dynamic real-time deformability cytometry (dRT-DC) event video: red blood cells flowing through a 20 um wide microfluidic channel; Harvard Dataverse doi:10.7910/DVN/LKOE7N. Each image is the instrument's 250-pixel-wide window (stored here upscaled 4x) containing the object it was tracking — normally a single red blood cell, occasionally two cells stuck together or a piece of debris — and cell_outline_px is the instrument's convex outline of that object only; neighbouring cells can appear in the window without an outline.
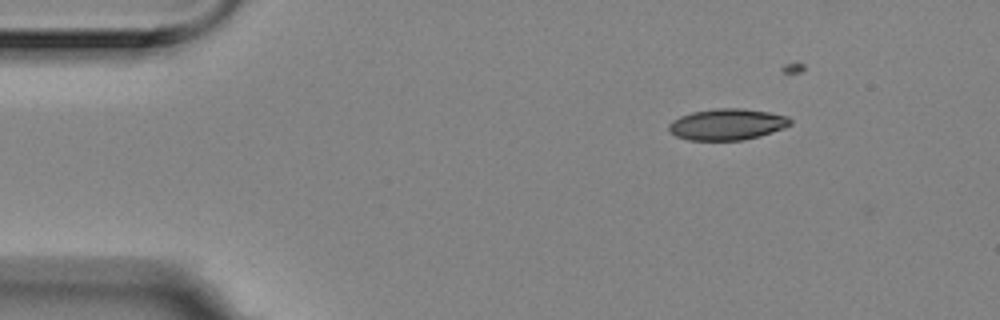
{"species": "Egyptian fruit bat (a non-hibernating species)", "species_latin": "Rousettus aegyptiacus", "temperature_condition": "room temperature", "stored_images_in_passage": 3, "camera_frame_rate_fps": 3000, "um_per_image_px": 0.085, "animal": {"sex": "female"}, "frame": {"image": 1, "passage_image": 1, "time_ms": 0.0, "image_size_px": [1000, 320], "cell_outline_px": [[792, 124], [784, 128], [760, 136], [744, 140], [688, 140], [676, 136], [668, 128], [668, 124], [672, 120], [680, 116], [692, 112], [716, 108], [744, 108], [768, 112], [788, 116], [792, 120]], "centroid_in_image_um": [61.82, 10.56], "position_along_channel_um": 23.2, "area_um2": 22.25}}